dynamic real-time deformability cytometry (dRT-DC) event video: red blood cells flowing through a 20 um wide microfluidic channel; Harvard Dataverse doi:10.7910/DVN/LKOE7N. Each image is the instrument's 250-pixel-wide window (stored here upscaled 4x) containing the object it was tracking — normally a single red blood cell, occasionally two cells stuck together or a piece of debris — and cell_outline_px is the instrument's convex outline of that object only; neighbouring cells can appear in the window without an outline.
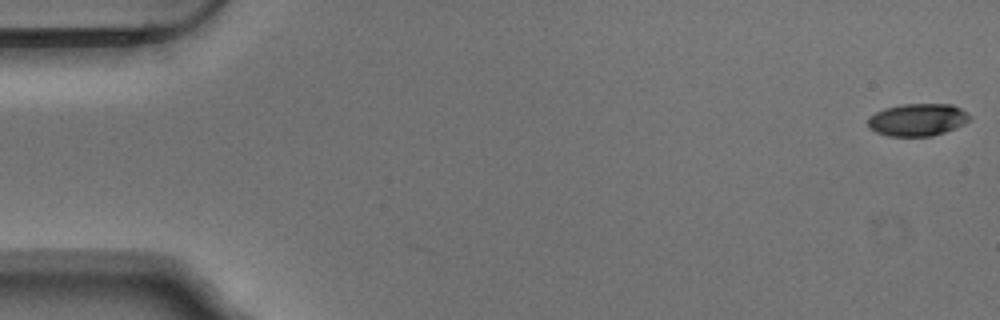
{"species": "Egyptian fruit bat (a non-hibernating species)", "species_latin": "Rousettus aegyptiacus", "temperature_condition": "warm", "stored_images_in_passage": 54, "camera_frame_rate_fps": 3000, "um_per_image_px": 0.085, "animal": {"sex": "male"}, "frame": {"image": 1, "passage_image": 1, "time_ms": 0.0, "image_size_px": [1000, 320], "cell_outline_px": [[972, 120], [964, 124], [944, 132], [932, 136], [888, 136], [876, 132], [868, 128], [868, 120], [876, 112], [884, 108], [900, 104], [952, 104], [960, 108], [972, 116]], "centroid_in_image_um": [78.01, 10.17], "position_along_channel_um": 7.0, "area_um2": 19.31}}
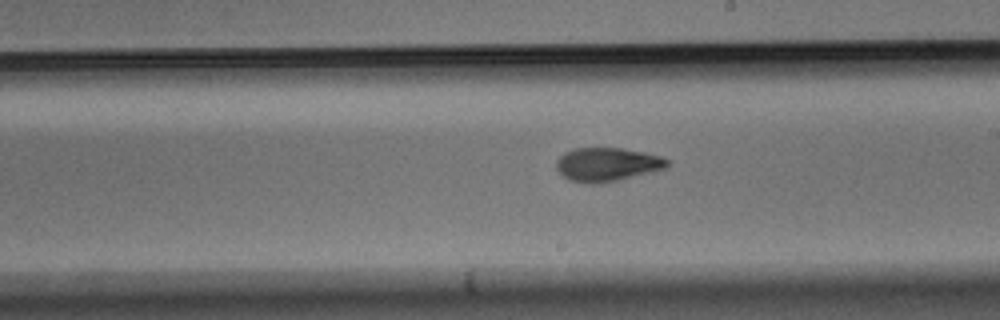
{"frame": {"image": 2, "passage_image": 31, "time_ms": 10.0, "image_size_px": [1000, 320], "cell_outline_px": [[668, 164], [664, 168], [616, 180], [596, 184], [588, 184], [568, 180], [556, 168], [556, 160], [564, 152], [572, 148], [620, 148], [644, 152], [660, 156], [668, 160]], "centroid_in_image_um": [51.53, 13.97], "position_along_channel_um": 237.5, "area_um2": 21.5}}
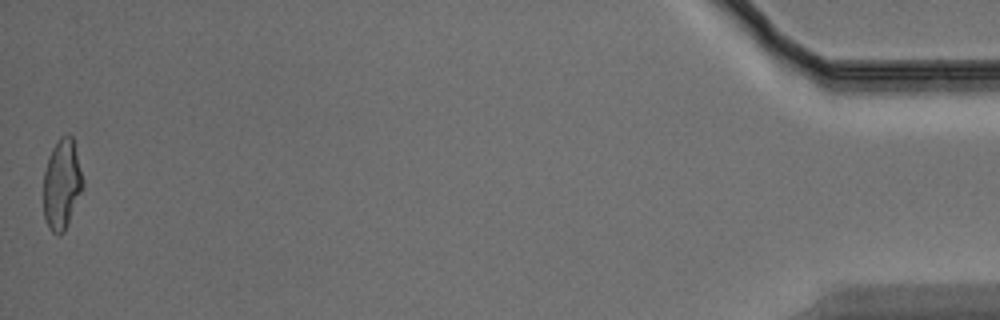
{"frame": {"image": 3, "passage_image": 54, "time_ms": 17.667, "image_size_px": [1000, 320], "cell_outline_px": [[84, 184], [68, 224], [64, 232], [60, 236], [52, 232], [48, 228], [44, 216], [44, 172], [48, 156], [52, 148], [60, 136], [68, 132], [72, 136], [84, 180]], "centroid_in_image_um": [5.25, 15.65], "position_along_channel_um": 429.9, "area_um2": 20.87}, "authors_computed_cell_mechanics": {"area_um2": 21.0392, "velocity_mm_per_s": 3.7429, "shape_relaxation_time_tau1_ms": 4.628, "shape_relaxation_time_tau2_ms": 2.7399, "deformation_change_tau1": 0.1725, "deformation_change_tau2": 0.0924}}